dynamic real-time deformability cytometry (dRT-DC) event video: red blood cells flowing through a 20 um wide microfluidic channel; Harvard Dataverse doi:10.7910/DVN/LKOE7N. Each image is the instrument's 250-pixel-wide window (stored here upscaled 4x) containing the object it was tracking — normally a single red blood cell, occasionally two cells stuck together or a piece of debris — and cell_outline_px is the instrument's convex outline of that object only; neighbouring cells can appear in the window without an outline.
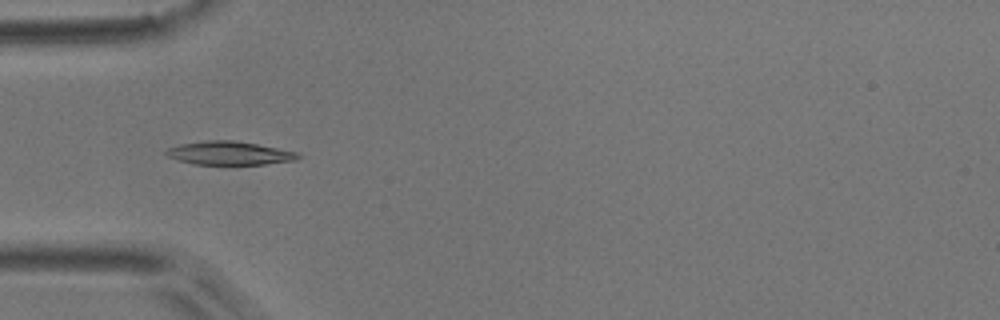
{"species": "common noctule bat (a hibernating species)", "species_latin": "Nyctalus noctula", "temperature_condition": "room temperature", "stored_images_in_passage": 5, "camera_frame_rate_fps": 3000, "um_per_image_px": 0.085, "animal": {"sex": "male", "body_mass_g": 17.9}, "frame": {"image": 1, "passage_image": 3, "time_ms": 2.667, "image_size_px": [1000, 320], "cell_outline_px": [[300, 156], [296, 160], [264, 164], [192, 164], [168, 156], [164, 152], [168, 148], [180, 144], [208, 140], [232, 140], [256, 144], [300, 152]], "centroid_in_image_um": [19.51, 13.01], "position_along_channel_um": 65.5, "area_um2": 17.86}}
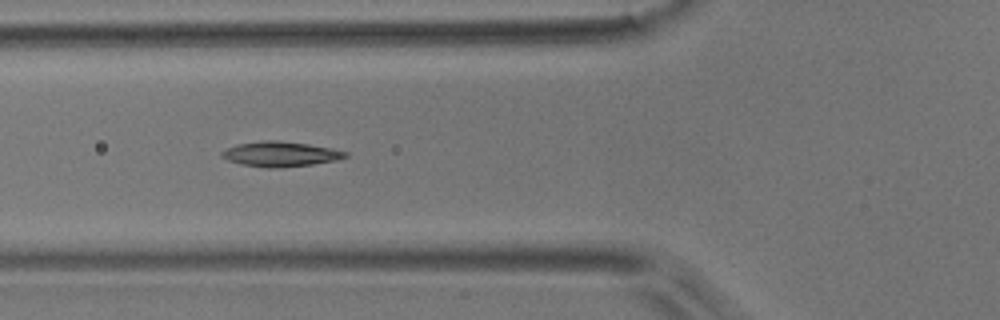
{"frame": {"image": 2, "passage_image": 4, "time_ms": 3.667, "image_size_px": [1000, 320], "cell_outline_px": [[348, 156], [336, 160], [312, 164], [280, 168], [268, 168], [240, 164], [228, 160], [220, 156], [220, 152], [236, 144], [264, 140], [280, 140], [308, 144], [332, 148], [348, 152]], "centroid_in_image_um": [23.82, 13.09], "position_along_channel_um": 102.0, "area_um2": 18.09}}
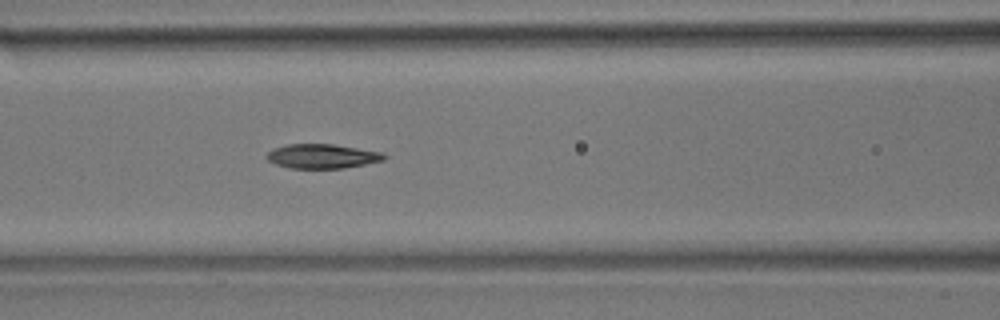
{"frame": {"image": 3, "passage_image": 5, "time_ms": 4.667, "image_size_px": [1000, 320], "cell_outline_px": [[388, 156], [384, 160], [344, 168], [288, 168], [276, 164], [268, 160], [264, 156], [272, 148], [288, 144], [332, 144], [384, 152]], "centroid_in_image_um": [27.38, 13.27], "position_along_channel_um": 139.2, "area_um2": 16.76}}